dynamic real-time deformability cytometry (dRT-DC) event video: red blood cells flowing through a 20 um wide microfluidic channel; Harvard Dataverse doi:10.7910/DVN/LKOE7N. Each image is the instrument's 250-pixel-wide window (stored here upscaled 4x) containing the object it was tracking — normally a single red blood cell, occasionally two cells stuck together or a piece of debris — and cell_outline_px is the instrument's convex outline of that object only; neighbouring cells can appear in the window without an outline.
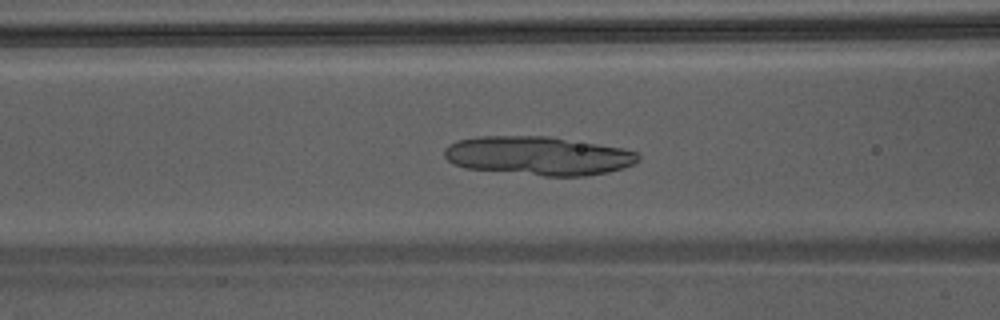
{"species": "Egyptian fruit bat (a non-hibernating species)", "species_latin": "Rousettus aegyptiacus", "temperature_condition": "warm", "stored_images_in_passage": 32, "camera_frame_rate_fps": 3000, "um_per_image_px": 0.085, "animal": {"sex": "male"}, "frame": {"image": 1, "passage_image": 5, "time_ms": 1.333, "image_size_px": [1000, 320], "cell_outline_px": [[640, 160], [624, 168], [608, 172], [588, 176], [544, 176], [464, 168], [452, 164], [444, 156], [444, 148], [448, 144], [460, 140], [480, 136], [548, 136], [620, 148], [636, 152], [640, 156]], "centroid_in_image_um": [45.72, 13.25], "position_along_channel_um": 120.9, "area_um2": 43.81}}
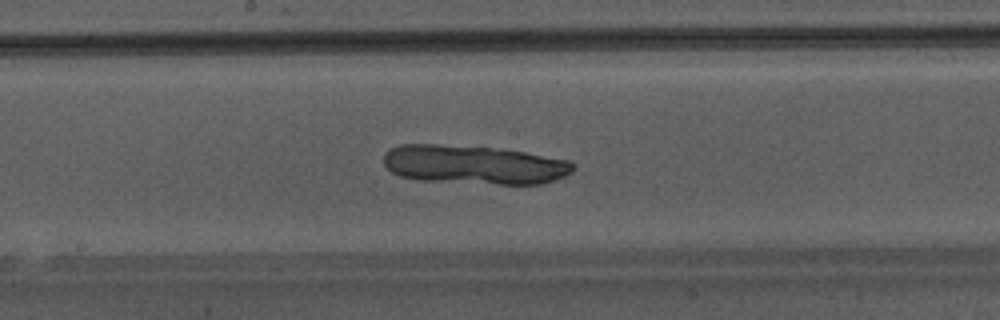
{"frame": {"image": 2, "passage_image": 11, "time_ms": 3.333, "image_size_px": [1000, 320], "cell_outline_px": [[576, 168], [572, 172], [564, 176], [540, 184], [496, 184], [416, 180], [400, 176], [392, 172], [384, 164], [384, 156], [392, 148], [400, 144], [436, 144], [488, 148], [524, 152], [568, 160], [576, 164]], "centroid_in_image_um": [40.29, 14.01], "position_along_channel_um": 207.9, "area_um2": 42.71}}
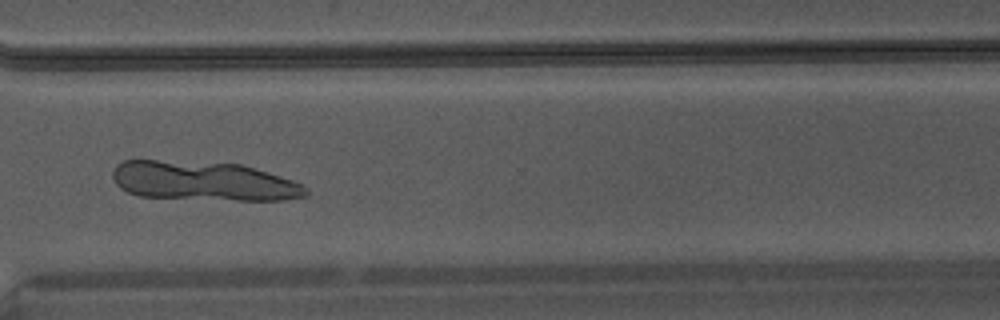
{"frame": {"image": 3, "passage_image": 21, "time_ms": 6.667, "image_size_px": [1000, 320], "cell_outline_px": [[308, 196], [284, 200], [236, 200], [140, 196], [128, 192], [120, 188], [116, 184], [112, 176], [112, 172], [116, 164], [124, 160], [156, 160], [240, 164], [292, 180], [304, 184], [308, 188]], "centroid_in_image_um": [17.3, 15.39], "position_along_channel_um": 353.3, "area_um2": 44.1}}